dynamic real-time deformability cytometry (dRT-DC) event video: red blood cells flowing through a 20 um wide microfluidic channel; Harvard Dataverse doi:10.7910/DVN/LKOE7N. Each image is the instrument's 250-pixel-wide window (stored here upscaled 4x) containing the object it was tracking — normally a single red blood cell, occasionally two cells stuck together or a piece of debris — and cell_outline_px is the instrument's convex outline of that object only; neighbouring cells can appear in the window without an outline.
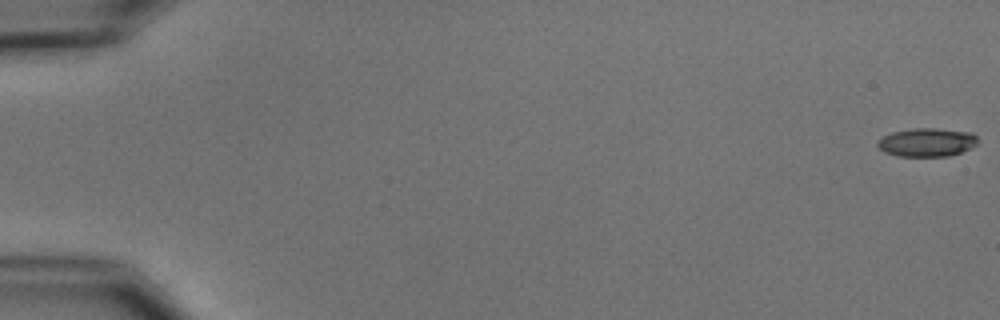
{"species": "common noctule bat (a hibernating species)", "species_latin": "Nyctalus noctula", "temperature_condition": "cold", "stored_images_in_passage": 6, "camera_frame_rate_fps": 3000, "um_per_image_px": 0.085, "animal": {"sex": "male", "body_mass_g": 15.6}, "frame": {"image": 1, "passage_image": 1, "time_ms": 0.0, "image_size_px": [1000, 320], "cell_outline_px": [[980, 140], [976, 144], [960, 152], [948, 156], [900, 156], [884, 152], [876, 144], [884, 136], [892, 132], [912, 128], [936, 128], [972, 132]], "centroid_in_image_um": [78.8, 12.08], "position_along_channel_um": 6.2, "area_um2": 16.53}}
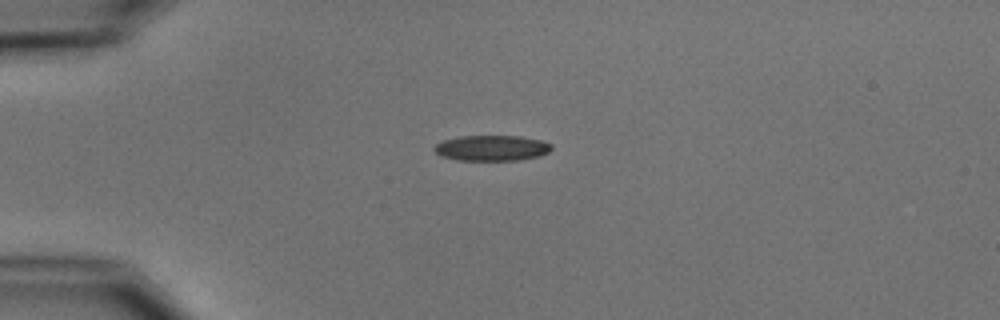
{"frame": {"image": 2, "passage_image": 5, "time_ms": 4.667, "image_size_px": [1000, 320], "cell_outline_px": [[552, 148], [548, 152], [540, 156], [520, 160], [456, 160], [440, 156], [432, 148], [436, 144], [444, 140], [460, 136], [520, 136], [540, 140], [552, 144]], "centroid_in_image_um": [41.79, 12.59], "position_along_channel_um": 43.2, "area_um2": 17.51}}